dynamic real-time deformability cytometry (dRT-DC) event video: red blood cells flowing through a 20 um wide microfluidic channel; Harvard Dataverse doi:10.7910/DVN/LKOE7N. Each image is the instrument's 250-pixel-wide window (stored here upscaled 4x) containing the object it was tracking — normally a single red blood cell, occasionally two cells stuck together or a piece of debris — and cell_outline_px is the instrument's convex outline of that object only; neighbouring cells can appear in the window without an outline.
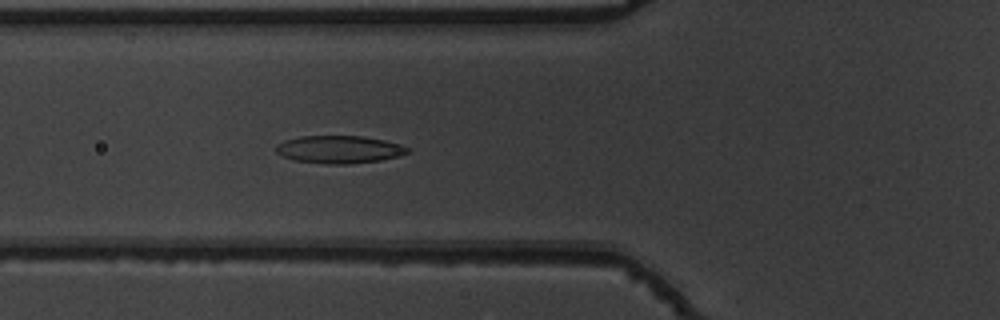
{"species": "common noctule bat (a hibernating species)", "species_latin": "Nyctalus noctula", "temperature_condition": "warm", "stored_images_in_passage": 51, "camera_frame_rate_fps": 3000, "um_per_image_px": 0.085, "animal": {"sex": "male", "body_mass_g": 19.5, "forearm_length_mm": 54.6}, "frame": {"image": 1, "passage_image": 18, "time_ms": 5.667, "image_size_px": [1000, 320], "cell_outline_px": [[408, 152], [400, 156], [380, 160], [348, 164], [324, 164], [296, 160], [284, 156], [276, 152], [276, 144], [284, 140], [300, 136], [360, 136], [384, 140], [408, 148]], "centroid_in_image_um": [28.79, 12.7], "position_along_channel_um": 97.0, "area_um2": 20.98}}
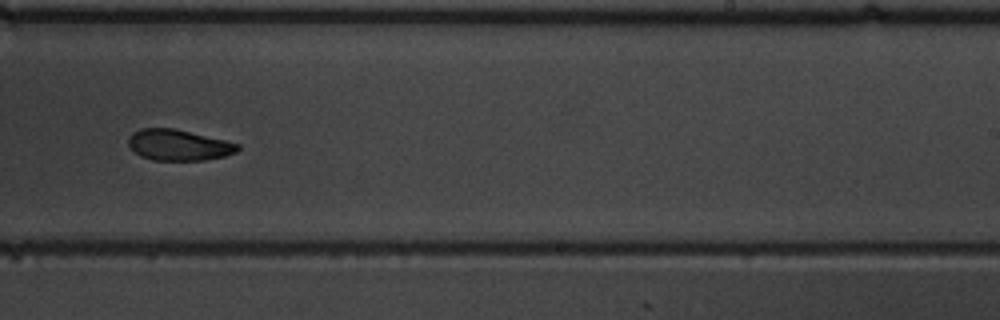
{"frame": {"image": 2, "passage_image": 32, "time_ms": 10.333, "image_size_px": [1000, 320], "cell_outline_px": [[240, 148], [236, 152], [224, 156], [204, 160], [152, 160], [140, 156], [128, 144], [128, 136], [132, 132], [140, 128], [172, 128], [224, 140], [240, 144]], "centroid_in_image_um": [15.15, 12.33], "position_along_channel_um": 273.8, "area_um2": 19.59}}
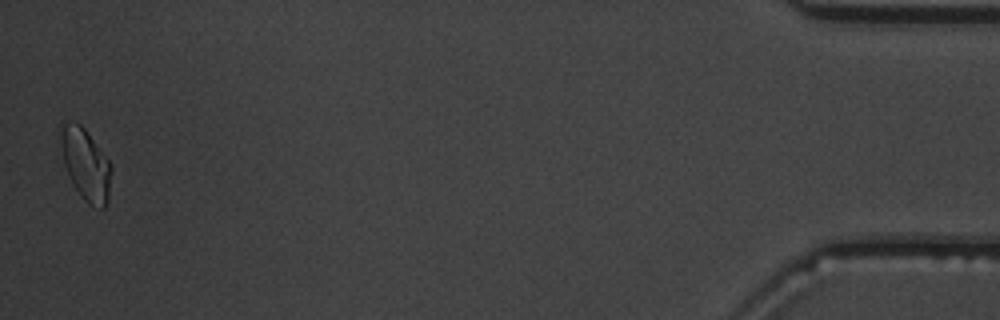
{"frame": {"image": 3, "passage_image": 51, "time_ms": 16.667, "image_size_px": [1000, 320], "cell_outline_px": [[112, 168], [108, 200], [104, 208], [100, 208], [88, 204], [80, 196], [72, 184], [64, 164], [60, 136], [60, 120], [68, 120], [80, 124], [84, 128], [112, 164]], "centroid_in_image_um": [7.27, 13.95], "position_along_channel_um": 427.9, "area_um2": 21.33}, "authors_computed_cell_mechanics": {"area_um2": 20.7502, "velocity_mm_per_s": 3.7919, "shape_relaxation_time_tau1_ms": 4.8607, "shape_relaxation_time_tau2_ms": 2.3963, "deformation_change_tau1": 0.1323, "deformation_change_tau2": 0.0694}}